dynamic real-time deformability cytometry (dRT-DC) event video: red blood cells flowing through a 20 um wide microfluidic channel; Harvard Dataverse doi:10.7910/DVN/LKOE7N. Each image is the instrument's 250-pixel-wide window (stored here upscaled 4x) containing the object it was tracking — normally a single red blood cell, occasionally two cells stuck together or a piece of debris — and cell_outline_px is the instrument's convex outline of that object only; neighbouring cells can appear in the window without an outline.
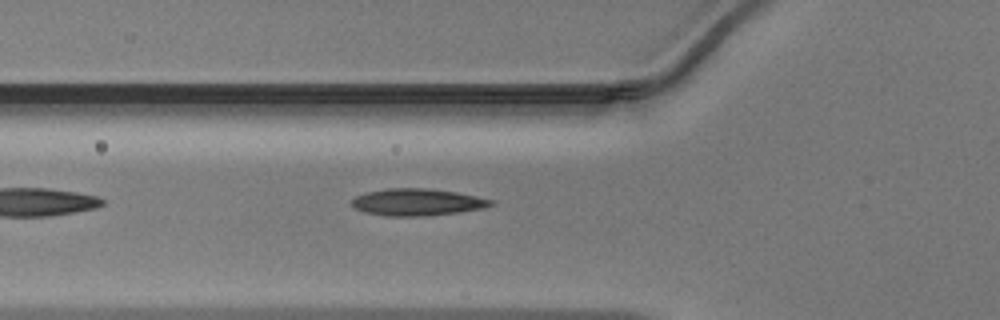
{"species": "Egyptian fruit bat (a non-hibernating species)", "species_latin": "Rousettus aegyptiacus", "temperature_condition": "warm", "stored_images_in_passage": 33, "camera_frame_rate_fps": 3000, "um_per_image_px": 0.085, "animal": {"sex": "male"}, "frame": {"image": 1, "passage_image": 2, "time_ms": 0.333, "image_size_px": [1000, 320], "cell_outline_px": [[496, 204], [484, 208], [460, 212], [428, 216], [384, 216], [364, 212], [356, 208], [352, 204], [352, 200], [356, 196], [368, 192], [388, 188], [428, 188], [456, 192], [496, 200]], "centroid_in_image_um": [35.53, 17.19], "position_along_channel_um": 90.3, "area_um2": 22.02}}
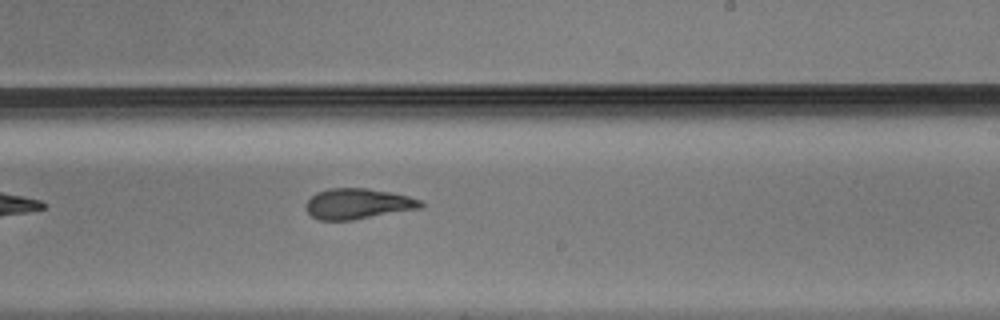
{"frame": {"image": 2, "passage_image": 14, "time_ms": 4.333, "image_size_px": [1000, 320], "cell_outline_px": [[424, 204], [420, 208], [352, 220], [320, 220], [312, 216], [308, 212], [304, 204], [316, 192], [328, 188], [368, 188], [408, 196], [424, 200]], "centroid_in_image_um": [30.41, 17.31], "position_along_channel_um": 258.6, "area_um2": 20.4}}
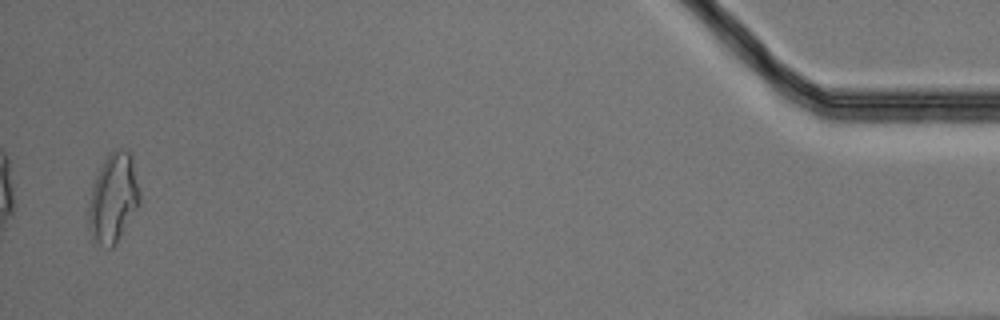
{"frame": {"image": 3, "passage_image": 32, "time_ms": 10.333, "image_size_px": [1000, 320], "cell_outline_px": [[140, 204], [116, 244], [112, 248], [108, 248], [92, 240], [88, 228], [88, 208], [92, 188], [96, 176], [108, 152], [116, 148], [120, 148], [132, 152], [140, 192]], "centroid_in_image_um": [9.64, 16.83], "position_along_channel_um": 425.6, "area_um2": 26.99}}